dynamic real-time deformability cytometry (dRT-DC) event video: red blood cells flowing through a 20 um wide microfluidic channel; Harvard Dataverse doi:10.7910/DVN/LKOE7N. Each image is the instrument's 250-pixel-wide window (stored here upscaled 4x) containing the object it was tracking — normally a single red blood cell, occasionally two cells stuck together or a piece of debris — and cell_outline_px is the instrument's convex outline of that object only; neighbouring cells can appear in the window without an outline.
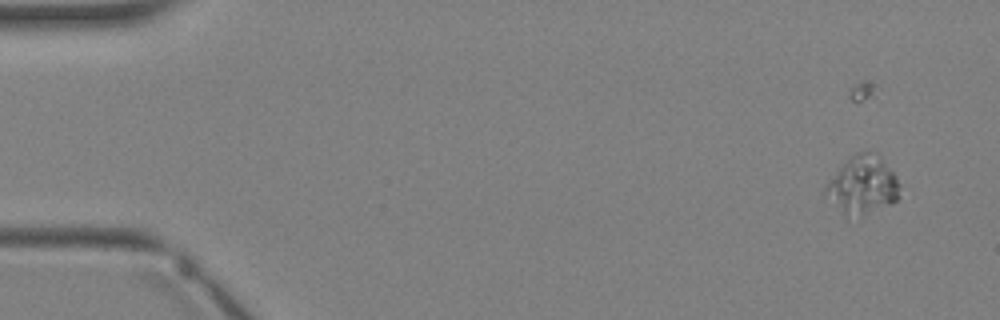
{"species": "Egyptian fruit bat (a non-hibernating species)", "species_latin": "Rousettus aegyptiacus", "temperature_condition": "warm", "stored_images_in_passage": 4, "camera_frame_rate_fps": 3000, "um_per_image_px": 0.085, "animal": {"sex": "female"}, "frame": {"image": 1, "passage_image": 1, "time_ms": 0.0, "image_size_px": [1000, 320], "cell_outline_px": [[900, 196], [896, 200], [888, 204], [864, 212], [844, 212], [824, 192], [824, 188], [840, 168], [856, 152], [868, 152], [880, 160], [896, 176], [900, 184]], "centroid_in_image_um": [73.36, 15.68], "position_along_channel_um": 11.6, "area_um2": 22.89}}
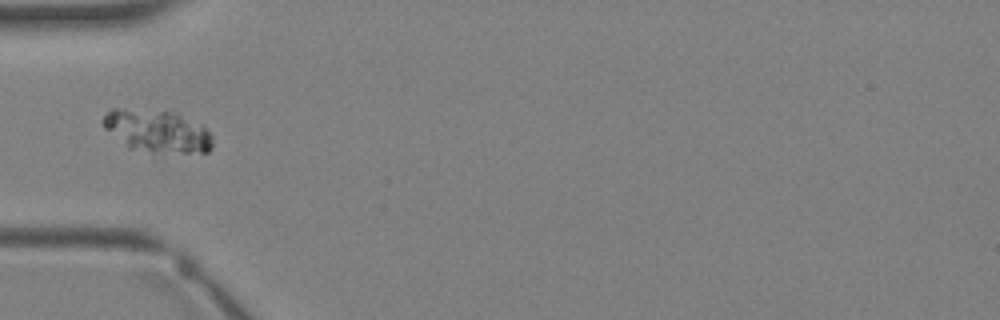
{"frame": {"image": 2, "passage_image": 4, "time_ms": 3.333, "image_size_px": [1000, 320], "cell_outline_px": [[212, 148], [208, 152], [152, 152], [128, 148], [104, 128], [100, 124], [100, 120], [112, 108], [124, 108], [172, 112], [204, 124], [212, 136]], "centroid_in_image_um": [13.35, 11.13], "position_along_channel_um": 71.7, "area_um2": 27.22}}